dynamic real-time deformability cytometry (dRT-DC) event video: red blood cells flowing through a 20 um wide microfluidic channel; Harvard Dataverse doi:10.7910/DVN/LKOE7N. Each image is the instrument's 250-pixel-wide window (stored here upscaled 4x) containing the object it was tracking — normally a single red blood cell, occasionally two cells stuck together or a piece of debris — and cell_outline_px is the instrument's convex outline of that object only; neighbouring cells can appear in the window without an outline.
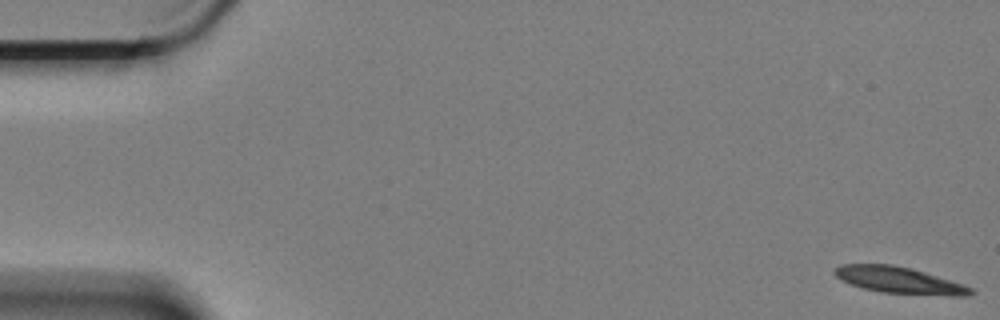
{"species": "Egyptian fruit bat (a non-hibernating species)", "species_latin": "Rousettus aegyptiacus", "temperature_condition": "cold", "stored_images_in_passage": 6, "segment_of_instrument_passage": [1, 2], "camera_frame_rate_fps": 3000, "um_per_image_px": 0.085, "animal": {"sex": "female"}, "frame": {"image": 1, "passage_image": 1, "time_ms": 0.0, "image_size_px": [1000, 320], "cell_outline_px": [[976, 292], [972, 296], [948, 296], [880, 292], [864, 288], [840, 280], [832, 272], [840, 264], [892, 264], [912, 268], [964, 284], [972, 288]], "centroid_in_image_um": [76.49, 23.82], "position_along_channel_um": 8.5, "area_um2": 21.27}}
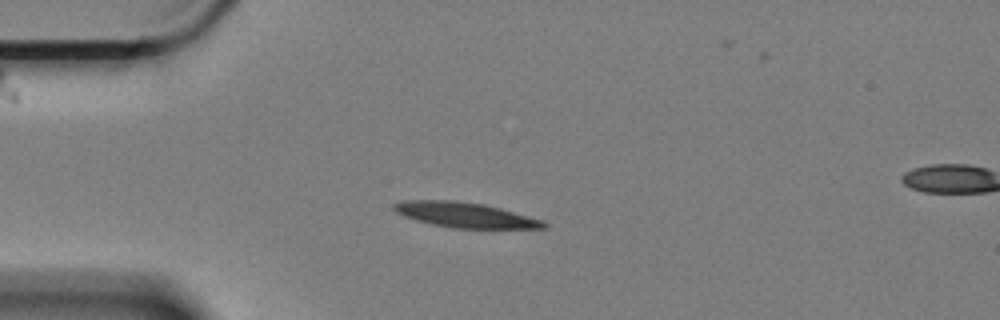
{"frame": {"image": 2, "passage_image": 5, "time_ms": 1.333, "image_size_px": [1000, 320], "cell_outline_px": [[548, 228], [452, 228], [432, 224], [416, 220], [404, 216], [396, 212], [392, 208], [392, 204], [400, 200], [456, 200], [484, 204], [500, 208], [544, 220], [548, 224]], "centroid_in_image_um": [39.52, 18.26], "position_along_channel_um": 45.5, "area_um2": 22.08}}